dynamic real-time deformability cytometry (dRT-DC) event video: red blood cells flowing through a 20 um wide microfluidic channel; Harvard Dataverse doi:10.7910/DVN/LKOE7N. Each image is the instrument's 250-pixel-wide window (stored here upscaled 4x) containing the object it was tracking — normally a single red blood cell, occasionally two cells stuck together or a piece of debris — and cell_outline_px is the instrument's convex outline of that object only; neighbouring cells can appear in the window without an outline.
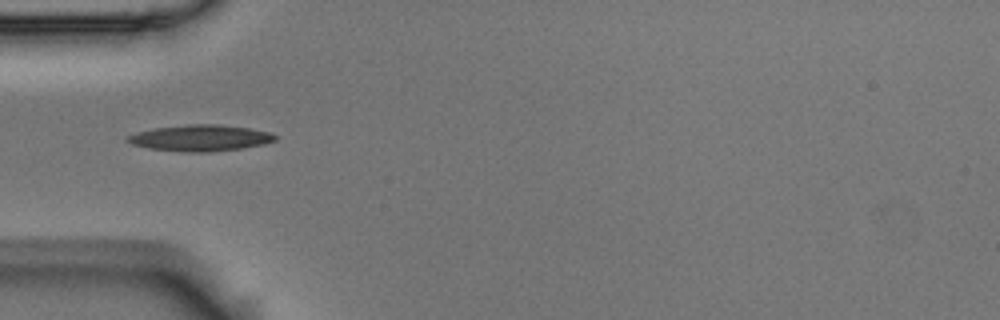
{"species": "Egyptian fruit bat (a non-hibernating species)", "species_latin": "Rousettus aegyptiacus", "temperature_condition": "room temperature", "stored_images_in_passage": 7, "camera_frame_rate_fps": 3000, "um_per_image_px": 0.085, "animal": {"sex": "male"}, "frame": {"image": 1, "passage_image": 6, "time_ms": 1.667, "image_size_px": [1000, 320], "cell_outline_px": [[276, 140], [264, 144], [240, 148], [208, 152], [188, 152], [152, 148], [132, 144], [124, 140], [128, 136], [136, 132], [156, 128], [188, 124], [220, 124], [248, 128], [272, 132], [276, 136]], "centroid_in_image_um": [17.05, 11.72], "position_along_channel_um": 67.9, "area_um2": 22.37}}
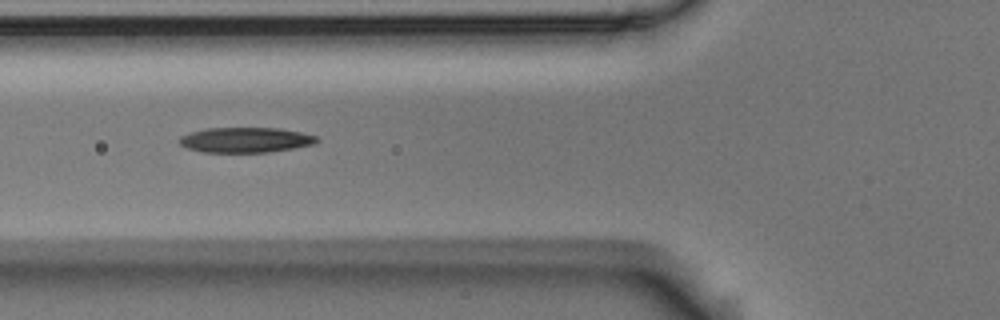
{"frame": {"image": 2, "passage_image": 7, "time_ms": 2.0, "image_size_px": [1000, 320], "cell_outline_px": [[320, 140], [312, 144], [292, 148], [268, 152], [204, 152], [188, 148], [180, 144], [180, 136], [188, 132], [204, 128], [280, 128], [300, 132], [316, 136]], "centroid_in_image_um": [20.84, 11.88], "position_along_channel_um": 105.0, "area_um2": 20.06}}